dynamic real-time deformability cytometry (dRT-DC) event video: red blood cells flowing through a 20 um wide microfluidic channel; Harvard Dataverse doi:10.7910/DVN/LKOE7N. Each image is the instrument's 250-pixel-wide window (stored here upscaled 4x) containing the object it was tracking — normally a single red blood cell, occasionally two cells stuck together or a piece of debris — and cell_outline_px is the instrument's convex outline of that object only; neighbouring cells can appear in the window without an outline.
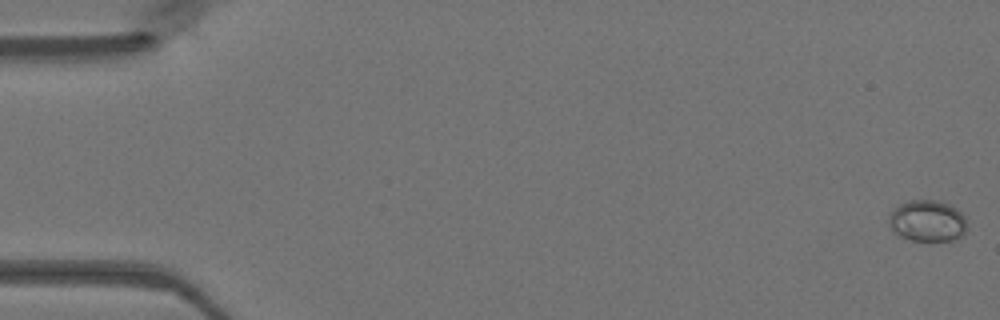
{"species": "Egyptian fruit bat (a non-hibernating species)", "species_latin": "Rousettus aegyptiacus", "temperature_condition": "warm", "stored_images_in_passage": 50, "camera_frame_rate_fps": 3000, "um_per_image_px": 0.085, "animal": {"sex": "female"}, "frame": {"image": 1, "passage_image": 1, "time_ms": 0.0, "image_size_px": [1000, 320], "cell_outline_px": [[964, 236], [956, 240], [908, 240], [892, 232], [888, 224], [888, 216], [900, 204], [908, 200], [940, 200], [956, 208], [964, 216]], "centroid_in_image_um": [78.79, 18.78], "position_along_channel_um": 6.2, "area_um2": 18.9}}
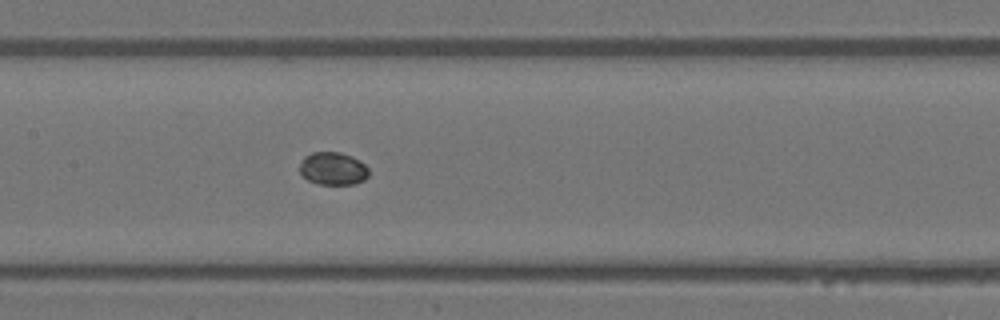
{"frame": {"image": 2, "passage_image": 24, "time_ms": 7.667, "image_size_px": [1000, 320], "cell_outline_px": [[368, 176], [364, 180], [356, 184], [316, 184], [308, 180], [300, 172], [300, 164], [304, 156], [312, 152], [340, 152], [352, 156], [360, 160], [368, 168]], "centroid_in_image_um": [28.31, 14.33], "position_along_channel_um": 179.1, "area_um2": 13.29}}
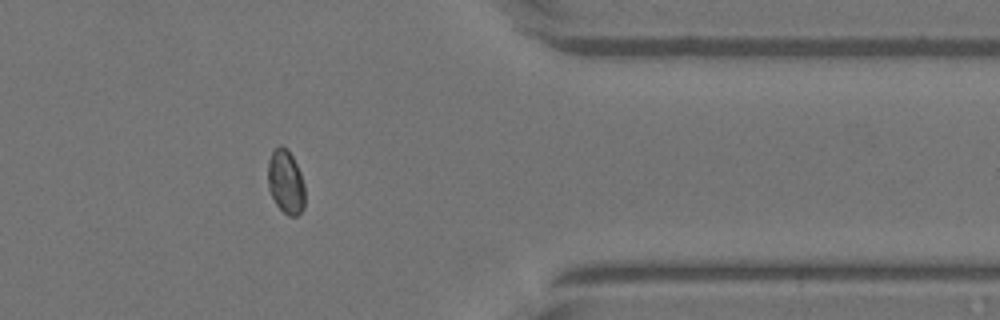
{"frame": {"image": 3, "passage_image": 40, "time_ms": 13.0, "image_size_px": [1000, 320], "cell_outline_px": [[304, 208], [296, 216], [288, 216], [276, 204], [268, 188], [268, 160], [272, 152], [280, 144], [292, 156], [300, 172], [304, 184]], "centroid_in_image_um": [24.28, 15.48], "position_along_channel_um": 387.1, "area_um2": 13.58}}